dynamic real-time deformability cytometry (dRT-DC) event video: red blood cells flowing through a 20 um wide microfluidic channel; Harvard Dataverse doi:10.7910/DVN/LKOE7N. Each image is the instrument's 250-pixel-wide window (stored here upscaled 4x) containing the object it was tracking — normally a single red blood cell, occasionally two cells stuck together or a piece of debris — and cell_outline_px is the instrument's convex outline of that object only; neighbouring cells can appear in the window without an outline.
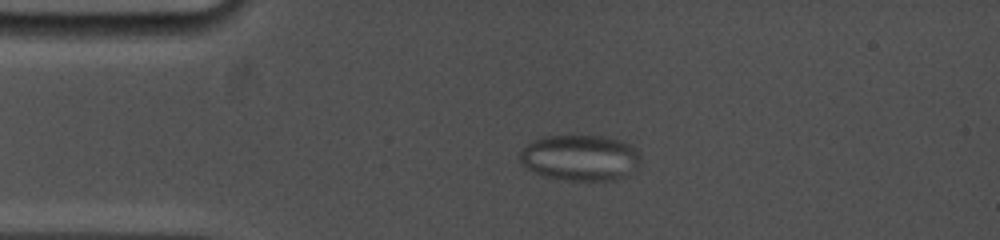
{"species": "common noctule bat (a hibernating species)", "species_latin": "Nyctalus noctula", "temperature_condition": "cold", "stored_images_in_passage": 18, "camera_frame_rate_fps": 5000, "um_per_image_px": 0.085, "animal": {"sex": "female", "body_mass_g": 19.0, "forearm_length_mm": 53.3}, "frame": {"image": 1, "passage_image": 9, "time_ms": 3.4, "image_size_px": [1000, 240], "cell_outline_px": [[640, 160], [636, 168], [628, 176], [612, 180], [568, 180], [548, 176], [536, 172], [528, 168], [520, 160], [520, 152], [528, 144], [544, 136], [604, 136], [620, 140], [636, 148], [640, 156]], "centroid_in_image_um": [49.37, 13.4], "position_along_channel_um": 35.6, "area_um2": 31.91}}
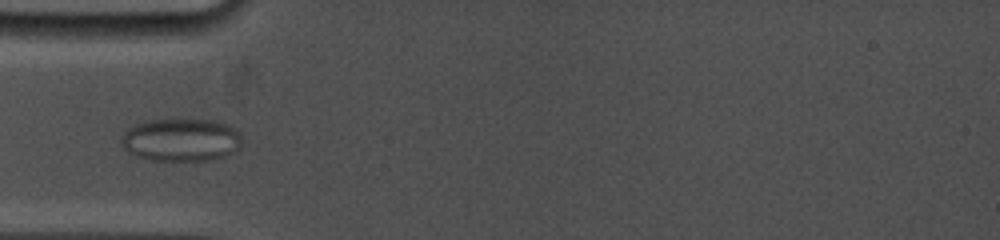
{"frame": {"image": 2, "passage_image": 14, "time_ms": 5.4, "image_size_px": [1000, 240], "cell_outline_px": [[240, 148], [224, 156], [208, 160], [152, 160], [136, 156], [128, 152], [120, 144], [120, 136], [128, 128], [136, 124], [152, 120], [212, 120], [228, 124], [236, 128], [240, 132]], "centroid_in_image_um": [15.38, 11.89], "position_along_channel_um": 69.6, "area_um2": 30.11}}
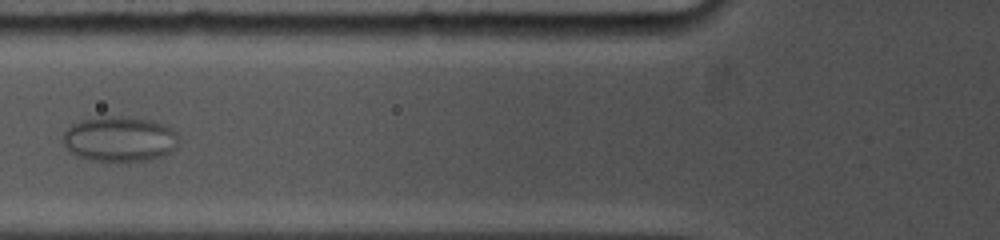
{"frame": {"image": 3, "passage_image": 16, "time_ms": 6.8, "image_size_px": [1000, 240], "cell_outline_px": [[176, 144], [164, 156], [148, 160], [92, 160], [68, 152], [60, 136], [72, 124], [84, 120], [104, 116], [120, 116], [152, 120], [164, 124], [176, 132]], "centroid_in_image_um": [10.12, 11.8], "position_along_channel_um": 115.7, "area_um2": 30.11}}